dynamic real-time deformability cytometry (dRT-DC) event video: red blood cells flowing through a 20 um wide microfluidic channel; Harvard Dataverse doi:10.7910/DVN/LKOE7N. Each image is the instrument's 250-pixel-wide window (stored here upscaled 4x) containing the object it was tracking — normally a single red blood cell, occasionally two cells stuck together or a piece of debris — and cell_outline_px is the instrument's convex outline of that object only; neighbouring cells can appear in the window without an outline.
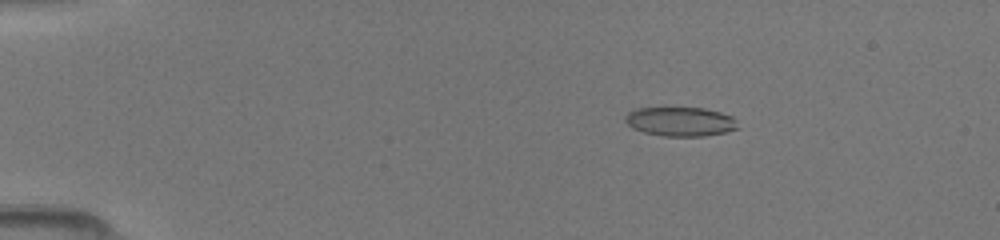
{"species": "common noctule bat (a hibernating species)", "species_latin": "Nyctalus noctula", "temperature_condition": "room temperature", "stored_images_in_passage": 50, "camera_frame_rate_fps": 3000, "um_per_image_px": 0.085, "animal": {"sex": "female", "body_mass_g": 19.5, "forearm_length_mm": 54.1}, "frame": {"image": 1, "passage_image": 9, "time_ms": 2.667, "image_size_px": [1000, 240], "cell_outline_px": [[740, 128], [728, 132], [704, 136], [664, 136], [644, 132], [632, 128], [624, 120], [624, 116], [632, 108], [704, 108], [720, 112], [732, 116], [736, 120]], "centroid_in_image_um": [57.84, 10.33], "position_along_channel_um": 27.2, "area_um2": 19.36}}
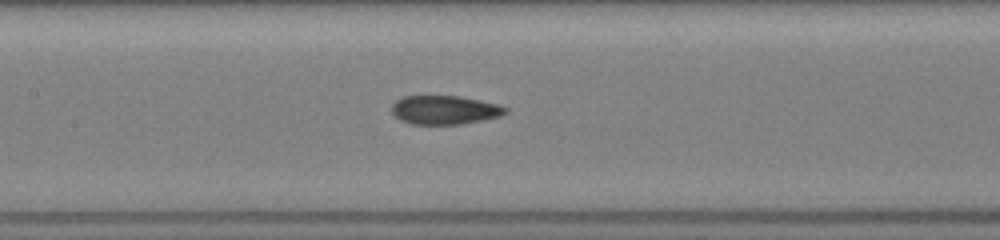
{"frame": {"image": 2, "passage_image": 25, "time_ms": 8.0, "image_size_px": [1000, 240], "cell_outline_px": [[508, 112], [500, 116], [484, 120], [460, 124], [412, 124], [400, 120], [392, 112], [392, 104], [396, 100], [404, 96], [456, 96], [496, 104], [508, 108]], "centroid_in_image_um": [37.78, 9.35], "position_along_channel_um": 169.6, "area_um2": 18.9}}
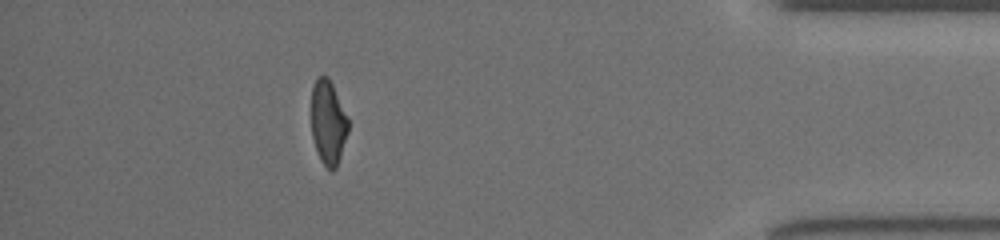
{"frame": {"image": 3, "passage_image": 45, "time_ms": 14.667, "image_size_px": [1000, 240], "cell_outline_px": [[348, 132], [336, 168], [332, 172], [320, 160], [312, 136], [312, 88], [316, 80], [320, 76], [328, 76], [332, 84], [348, 120]], "centroid_in_image_um": [27.89, 10.43], "position_along_channel_um": 407.3, "area_um2": 17.69}}